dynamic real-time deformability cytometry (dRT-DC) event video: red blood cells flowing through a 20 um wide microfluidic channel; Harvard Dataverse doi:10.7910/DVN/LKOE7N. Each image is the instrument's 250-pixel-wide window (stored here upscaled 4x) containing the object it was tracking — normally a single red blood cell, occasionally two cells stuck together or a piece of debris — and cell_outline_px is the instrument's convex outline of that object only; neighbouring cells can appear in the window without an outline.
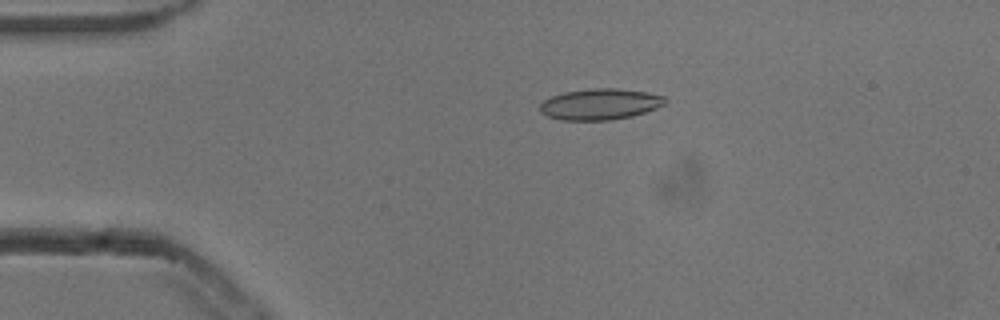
{"species": "common noctule bat (a hibernating species)", "species_latin": "Nyctalus noctula", "temperature_condition": "cold", "stored_images_in_passage": 43, "camera_frame_rate_fps": 3000, "um_per_image_px": 0.085, "animal": {"sex": "male", "body_mass_g": 13.3}, "frame": {"image": 1, "passage_image": 1, "time_ms": 0.0, "image_size_px": [1000, 320], "cell_outline_px": [[668, 100], [664, 104], [656, 108], [632, 116], [612, 120], [560, 120], [548, 116], [540, 112], [540, 104], [544, 100], [552, 96], [564, 92], [592, 88], [616, 88], [644, 92], [664, 96]], "centroid_in_image_um": [50.99, 8.86], "position_along_channel_um": 34.0, "area_um2": 22.6}}
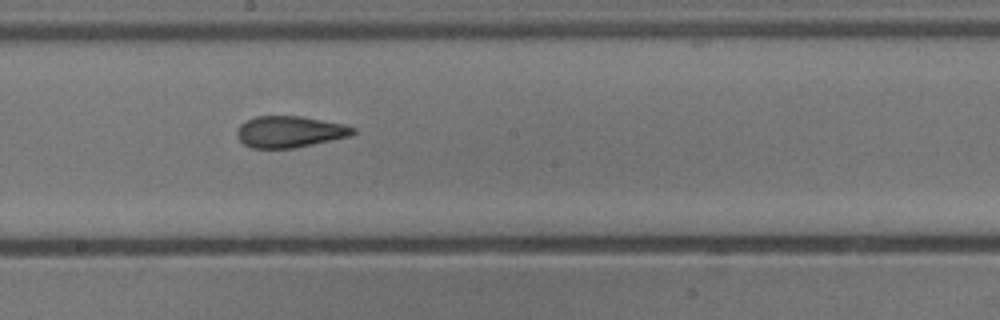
{"frame": {"image": 2, "passage_image": 19, "time_ms": 6.0, "image_size_px": [1000, 320], "cell_outline_px": [[356, 132], [348, 136], [332, 140], [296, 148], [252, 148], [244, 144], [236, 136], [236, 128], [244, 120], [256, 116], [304, 116], [344, 124], [356, 128]], "centroid_in_image_um": [24.6, 11.19], "position_along_channel_um": 223.6, "area_um2": 21.5}}
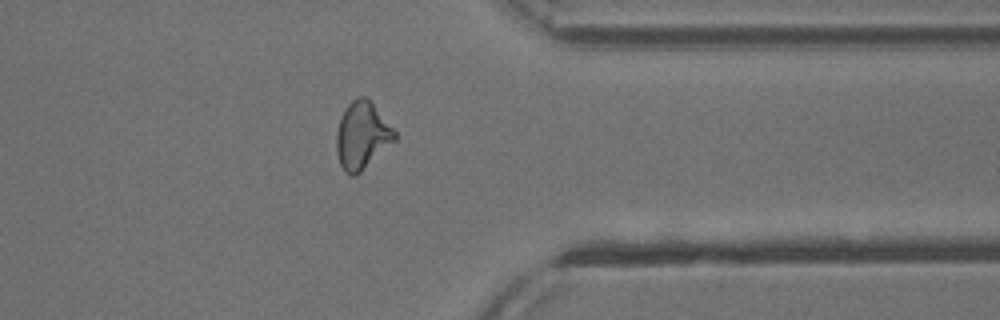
{"frame": {"image": 3, "passage_image": 32, "time_ms": 10.333, "image_size_px": [1000, 320], "cell_outline_px": [[396, 140], [356, 176], [352, 176], [344, 172], [340, 164], [336, 152], [336, 132], [344, 108], [352, 100], [360, 96], [364, 96], [372, 104], [396, 132]], "centroid_in_image_um": [30.75, 11.55], "position_along_channel_um": 380.7, "area_um2": 22.6}, "authors_computed_cell_mechanics": {"area_um2": 22.0218, "velocity_mm_per_s": 3.8426, "shape_relaxation_time_tau1_ms": null, "shape_relaxation_time_tau2_ms": 1.8463, "deformation_change_tau1": null, "deformation_change_tau2": 0.0927}}